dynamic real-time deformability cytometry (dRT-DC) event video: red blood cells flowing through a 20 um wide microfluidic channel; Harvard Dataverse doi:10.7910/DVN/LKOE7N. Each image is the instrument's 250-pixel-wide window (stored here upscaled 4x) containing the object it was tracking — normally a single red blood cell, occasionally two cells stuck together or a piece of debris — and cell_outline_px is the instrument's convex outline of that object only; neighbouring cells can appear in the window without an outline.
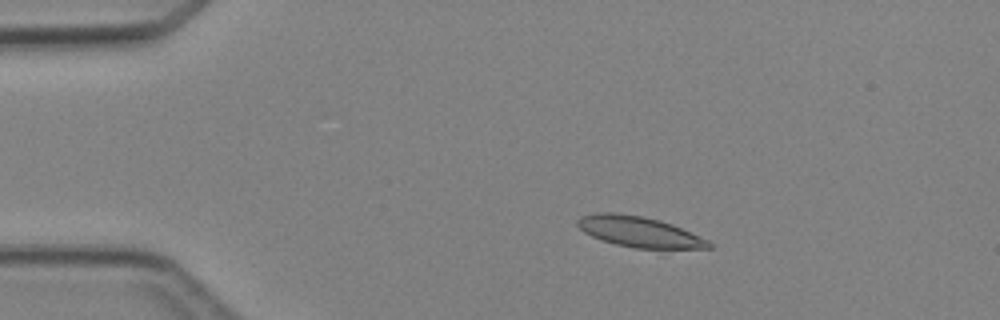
{"species": "Egyptian fruit bat (a non-hibernating species)", "species_latin": "Rousettus aegyptiacus", "temperature_condition": "cold", "stored_images_in_passage": 2, "camera_frame_rate_fps": 3000, "um_per_image_px": 0.085, "animal": {"sex": "female"}, "frame": {"image": 1, "passage_image": 1, "time_ms": 0.0, "image_size_px": [1000, 320], "cell_outline_px": [[712, 248], [636, 248], [616, 244], [592, 236], [584, 232], [576, 224], [576, 220], [580, 216], [596, 212], [612, 212], [640, 216], [660, 220], [672, 224], [708, 240], [712, 244]], "centroid_in_image_um": [54.3, 19.69], "position_along_channel_um": 30.7, "area_um2": 23.12}}